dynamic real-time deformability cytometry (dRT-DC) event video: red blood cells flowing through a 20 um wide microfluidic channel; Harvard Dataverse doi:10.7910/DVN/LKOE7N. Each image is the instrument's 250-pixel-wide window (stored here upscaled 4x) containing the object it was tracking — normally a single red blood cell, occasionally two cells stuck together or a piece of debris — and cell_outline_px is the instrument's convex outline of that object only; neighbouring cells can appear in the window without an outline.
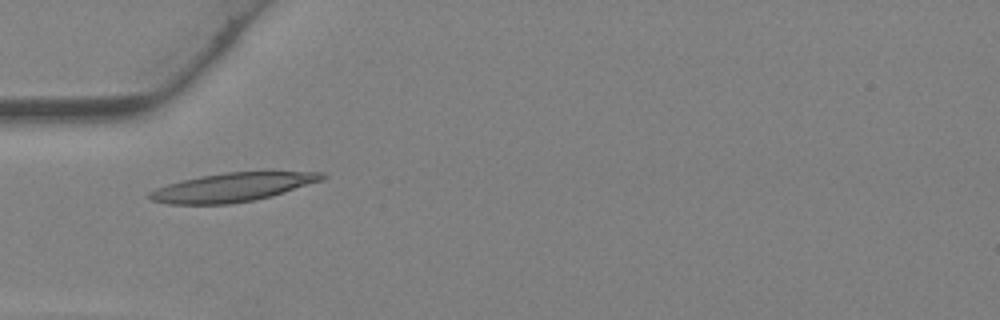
{"species": "Egyptian fruit bat (a non-hibernating species)", "species_latin": "Rousettus aegyptiacus", "temperature_condition": "warm", "stored_images_in_passage": 29, "camera_frame_rate_fps": 3000, "um_per_image_px": 0.085, "animal": {"sex": "female"}, "frame": {"image": 1, "passage_image": 3, "time_ms": 0.667, "image_size_px": [1000, 320], "cell_outline_px": [[328, 176], [324, 180], [272, 196], [252, 200], [228, 204], [168, 204], [152, 200], [148, 196], [148, 192], [156, 188], [168, 184], [200, 176], [228, 172], [324, 172]], "centroid_in_image_um": [19.79, 15.92], "position_along_channel_um": 65.2, "area_um2": 28.67}}
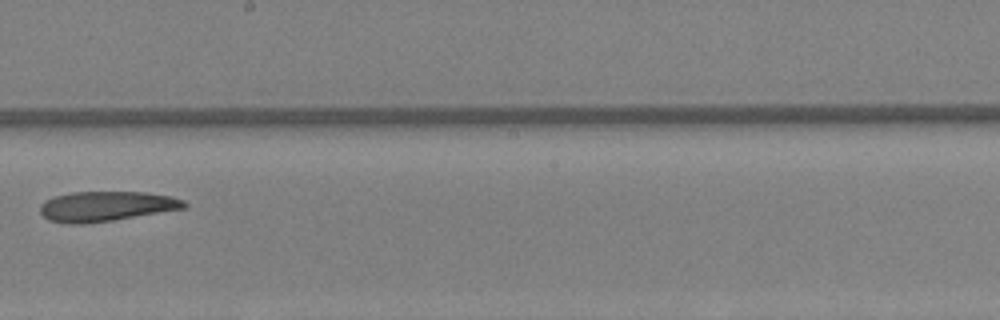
{"frame": {"image": 2, "passage_image": 13, "time_ms": 4.0, "image_size_px": [1000, 320], "cell_outline_px": [[188, 204], [184, 208], [112, 220], [80, 224], [72, 224], [48, 220], [40, 212], [40, 204], [44, 200], [56, 196], [72, 192], [144, 192], [168, 196], [184, 200]], "centroid_in_image_um": [8.98, 17.53], "position_along_channel_um": 239.2, "area_um2": 24.85}}
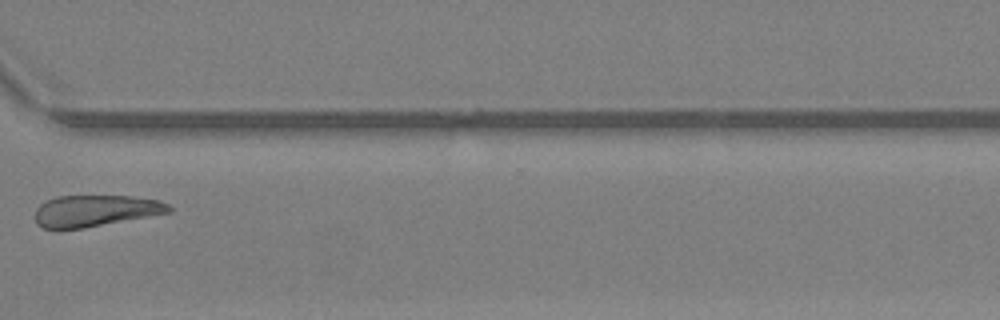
{"frame": {"image": 3, "passage_image": 20, "time_ms": 6.333, "image_size_px": [1000, 320], "cell_outline_px": [[172, 212], [84, 228], [44, 228], [36, 224], [36, 208], [40, 204], [56, 196], [132, 196], [160, 200], [168, 204], [172, 208]], "centroid_in_image_um": [8.14, 17.91], "position_along_channel_um": 362.5, "area_um2": 24.45}}